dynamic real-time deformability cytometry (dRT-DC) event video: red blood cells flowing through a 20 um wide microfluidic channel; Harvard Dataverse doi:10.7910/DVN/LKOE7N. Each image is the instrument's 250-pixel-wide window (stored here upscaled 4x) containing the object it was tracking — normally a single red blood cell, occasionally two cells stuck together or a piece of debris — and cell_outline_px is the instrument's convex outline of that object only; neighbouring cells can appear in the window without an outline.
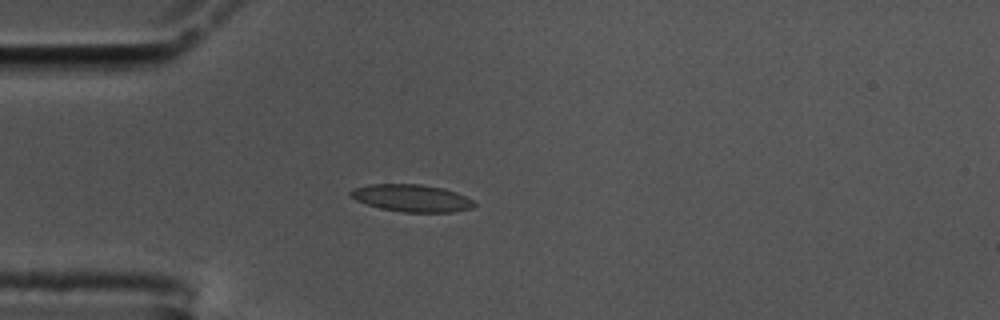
{"species": "common noctule bat (a hibernating species)", "species_latin": "Nyctalus noctula", "temperature_condition": "cold", "stored_images_in_passage": 42, "camera_frame_rate_fps": 3000, "um_per_image_px": 0.085, "animal": {"sex": "male", "body_mass_g": 17.5, "forearm_length_mm": 52.3}, "frame": {"image": 1, "passage_image": 1, "time_ms": 0.0, "image_size_px": [1000, 320], "cell_outline_px": [[476, 204], [472, 208], [452, 212], [404, 212], [380, 208], [356, 200], [348, 192], [352, 188], [368, 184], [420, 184], [444, 188], [456, 192], [472, 200]], "centroid_in_image_um": [34.98, 16.83], "position_along_channel_um": 50.0, "area_um2": 19.59}}
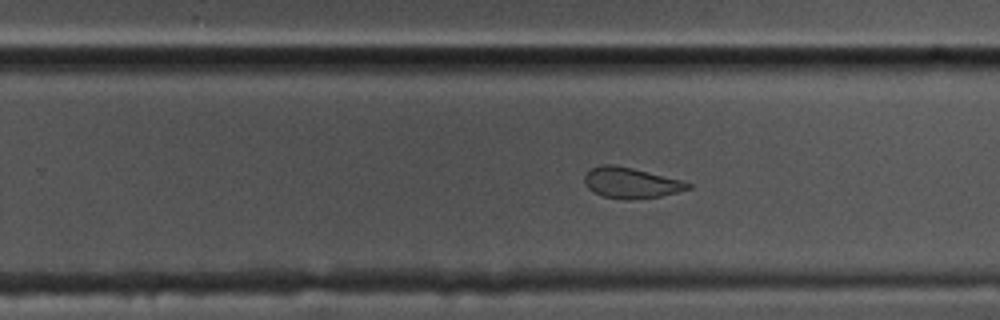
{"frame": {"image": 2, "passage_image": 21, "time_ms": 6.667, "image_size_px": [1000, 320], "cell_outline_px": [[692, 188], [660, 196], [628, 200], [604, 196], [592, 192], [584, 184], [584, 176], [592, 168], [604, 164], [616, 164], [680, 180], [692, 184]], "centroid_in_image_um": [53.6, 15.54], "position_along_channel_um": 276.2, "area_um2": 18.32}}
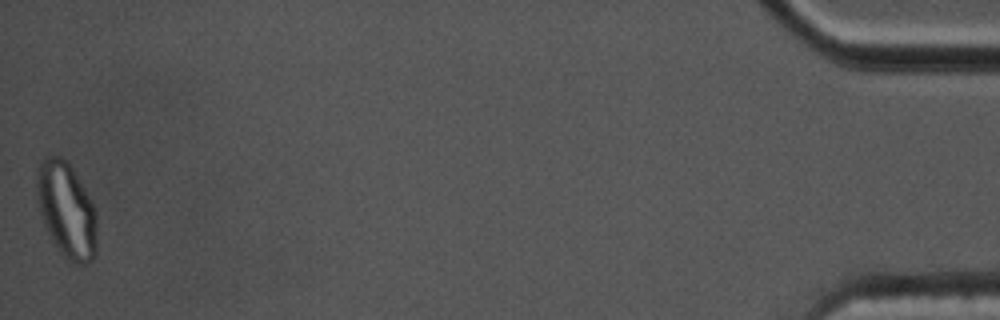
{"frame": {"image": 3, "passage_image": 42, "time_ms": 13.667, "image_size_px": [1000, 320], "cell_outline_px": [[96, 256], [92, 260], [84, 264], [72, 264], [60, 252], [44, 228], [36, 200], [36, 168], [44, 156], [60, 156], [68, 160], [84, 188], [96, 212]], "centroid_in_image_um": [5.62, 17.84], "position_along_channel_um": 429.6, "area_um2": 33.99}, "authors_computed_cell_mechanics": {"area_um2": 19.2185, "velocity_mm_per_s": 3.5615, "shape_relaxation_time_tau1_ms": 3.293, "shape_relaxation_time_tau2_ms": 1.9318, "deformation_change_tau1": 0.1318, "deformation_change_tau2": 0.083}}